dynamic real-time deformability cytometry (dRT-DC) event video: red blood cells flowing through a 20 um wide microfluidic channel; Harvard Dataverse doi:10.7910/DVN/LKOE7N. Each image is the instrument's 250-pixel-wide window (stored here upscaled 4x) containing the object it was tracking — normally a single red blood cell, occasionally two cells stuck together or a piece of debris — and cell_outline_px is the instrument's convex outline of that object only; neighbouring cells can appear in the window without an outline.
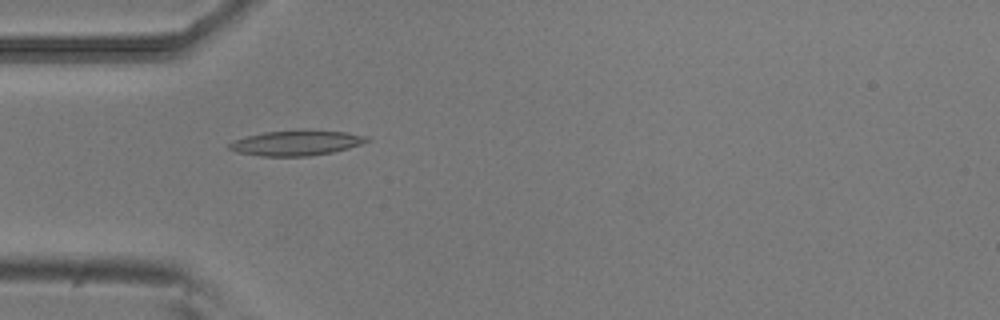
{"species": "common noctule bat (a hibernating species)", "species_latin": "Nyctalus noctula", "temperature_condition": "room temperature", "stored_images_in_passage": 30, "camera_frame_rate_fps": 3000, "um_per_image_px": 0.085, "animal": {"sex": "male", "body_mass_g": 20.5, "forearm_length_mm": 52.5}, "frame": {"image": 1, "passage_image": 3, "time_ms": 0.667, "image_size_px": [1000, 320], "cell_outline_px": [[372, 140], [348, 148], [332, 152], [308, 156], [260, 156], [236, 152], [228, 148], [228, 144], [236, 140], [248, 136], [264, 132], [300, 128], [348, 132], [368, 136]], "centroid_in_image_um": [25.23, 12.12], "position_along_channel_um": 59.8, "area_um2": 20.58}}
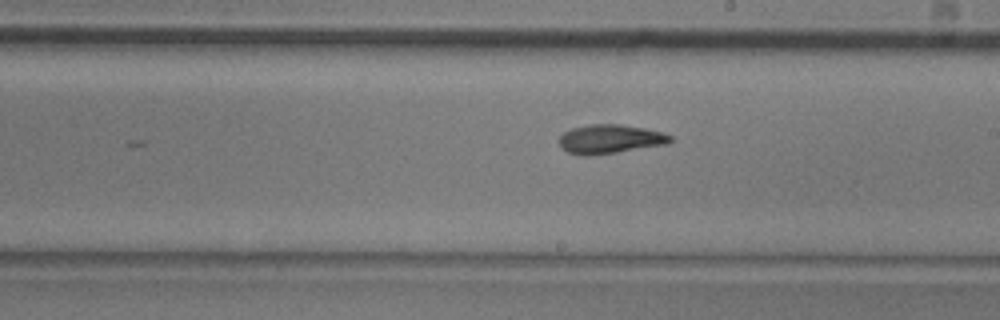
{"frame": {"image": 2, "passage_image": 17, "time_ms": 5.333, "image_size_px": [1000, 320], "cell_outline_px": [[676, 140], [668, 144], [616, 152], [568, 152], [560, 148], [560, 136], [564, 132], [572, 128], [592, 124], [620, 124], [644, 128], [664, 132], [672, 136]], "centroid_in_image_um": [51.97, 11.77], "position_along_channel_um": 237.0, "area_um2": 18.15}}
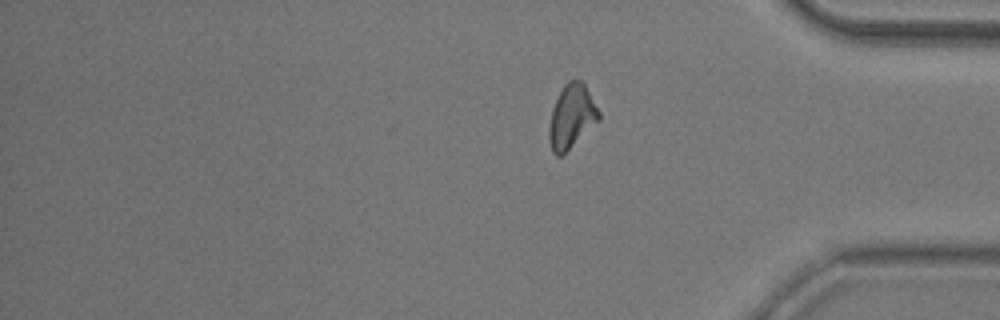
{"frame": {"image": 3, "passage_image": 30, "time_ms": 9.667, "image_size_px": [1000, 320], "cell_outline_px": [[600, 120], [560, 156], [556, 156], [552, 152], [548, 140], [548, 128], [552, 108], [564, 84], [568, 80], [584, 80], [600, 112]], "centroid_in_image_um": [48.59, 9.87], "position_along_channel_um": 386.6, "area_um2": 18.61}, "authors_computed_cell_mechanics": {"area_um2": 18.1203, "velocity_mm_per_s": 3.827, "shape_relaxation_time_tau1_ms": 6.0579, "shape_relaxation_time_tau2_ms": 5.4971, "deformation_change_tau1": 0.1649, "deformation_change_tau2": 0.1376}}